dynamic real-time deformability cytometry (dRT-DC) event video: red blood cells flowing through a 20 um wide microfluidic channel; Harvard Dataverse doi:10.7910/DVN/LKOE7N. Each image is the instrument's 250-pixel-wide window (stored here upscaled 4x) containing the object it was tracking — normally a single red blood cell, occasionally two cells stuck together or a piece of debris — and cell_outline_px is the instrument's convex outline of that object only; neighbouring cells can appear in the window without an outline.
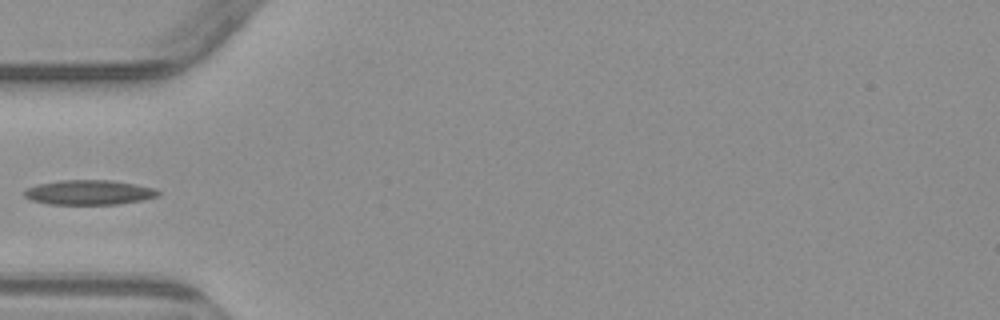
{"species": "common noctule bat (a hibernating species)", "species_latin": "Nyctalus noctula", "temperature_condition": "warm", "stored_images_in_passage": 5, "camera_frame_rate_fps": 3000, "um_per_image_px": 0.085, "animal": {"sex": "male", "body_mass_g": 23.1, "forearm_length_mm": 52.7}, "frame": {"image": 1, "passage_image": 5, "time_ms": 5.667, "image_size_px": [1000, 320], "cell_outline_px": [[160, 192], [156, 196], [144, 200], [116, 204], [48, 204], [32, 200], [24, 196], [24, 192], [28, 188], [40, 184], [60, 180], [112, 180], [136, 184], [156, 188]], "centroid_in_image_um": [7.6, 16.35], "position_along_channel_um": 77.4, "area_um2": 19.19}}